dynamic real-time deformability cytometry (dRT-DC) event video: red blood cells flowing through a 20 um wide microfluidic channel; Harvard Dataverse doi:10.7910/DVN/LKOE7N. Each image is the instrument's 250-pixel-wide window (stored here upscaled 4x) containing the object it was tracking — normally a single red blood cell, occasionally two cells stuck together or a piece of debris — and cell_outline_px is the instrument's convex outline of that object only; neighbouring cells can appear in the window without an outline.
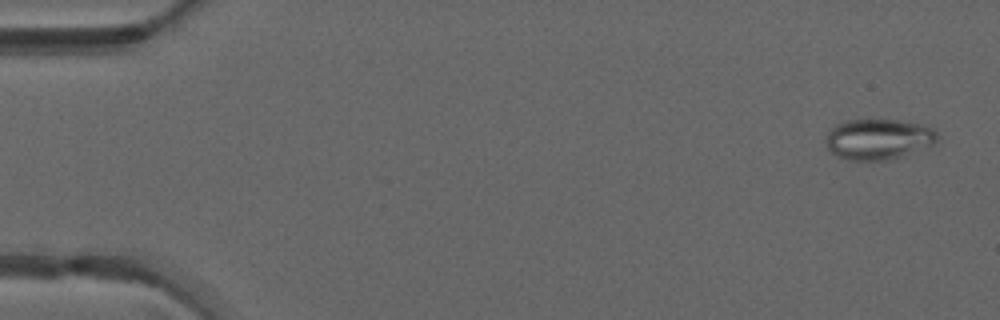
{"species": "common noctule bat (a hibernating species)", "species_latin": "Nyctalus noctula", "temperature_condition": "warm", "stored_images_in_passage": 48, "camera_frame_rate_fps": 3000, "um_per_image_px": 0.085, "animal": {"sex": "male", "forearm_length_mm": 52.5}, "frame": {"image": 1, "passage_image": 2, "time_ms": 0.333, "image_size_px": [1000, 320], "cell_outline_px": [[940, 136], [932, 144], [892, 160], [848, 160], [836, 156], [828, 148], [828, 132], [836, 124], [848, 120], [900, 120], [920, 124], [932, 128]], "centroid_in_image_um": [74.67, 11.83], "position_along_channel_um": 10.3, "area_um2": 26.13}}
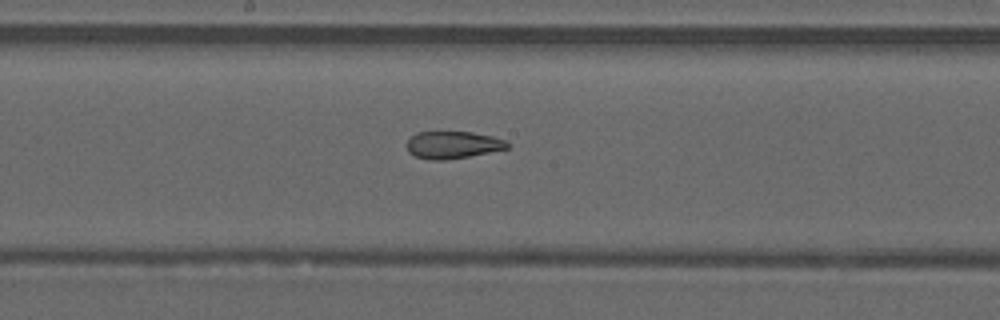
{"frame": {"image": 2, "passage_image": 26, "time_ms": 8.333, "image_size_px": [1000, 320], "cell_outline_px": [[508, 148], [468, 156], [444, 160], [428, 160], [416, 156], [408, 152], [408, 140], [416, 132], [472, 132], [492, 136], [508, 140]], "centroid_in_image_um": [38.49, 12.31], "position_along_channel_um": 209.7, "area_um2": 15.84}}
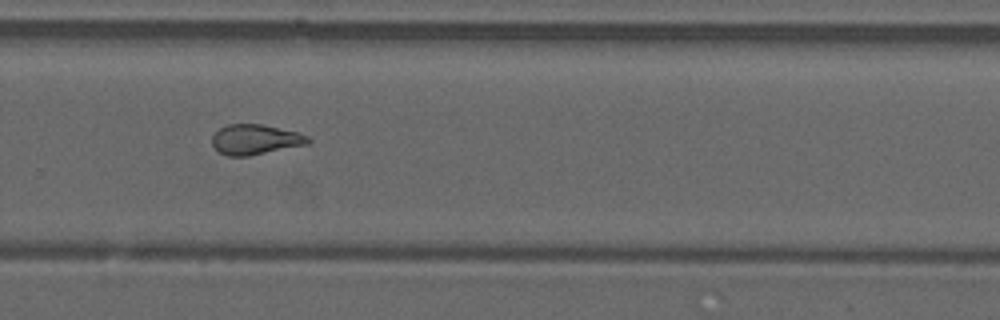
{"frame": {"image": 3, "passage_image": 33, "time_ms": 10.667, "image_size_px": [1000, 320], "cell_outline_px": [[312, 140], [308, 144], [248, 156], [228, 156], [220, 152], [212, 144], [212, 136], [220, 128], [228, 124], [260, 124], [300, 132], [308, 136]], "centroid_in_image_um": [21.73, 11.85], "position_along_channel_um": 308.1, "area_um2": 16.82}, "authors_computed_cell_mechanics": {"area_um2": 18.5827, "velocity_mm_per_s": 4.2342, "shape_relaxation_time_tau1_ms": null, "shape_relaxation_time_tau2_ms": 1.8214, "deformation_change_tau1": null, "deformation_change_tau2": 0.0908}}